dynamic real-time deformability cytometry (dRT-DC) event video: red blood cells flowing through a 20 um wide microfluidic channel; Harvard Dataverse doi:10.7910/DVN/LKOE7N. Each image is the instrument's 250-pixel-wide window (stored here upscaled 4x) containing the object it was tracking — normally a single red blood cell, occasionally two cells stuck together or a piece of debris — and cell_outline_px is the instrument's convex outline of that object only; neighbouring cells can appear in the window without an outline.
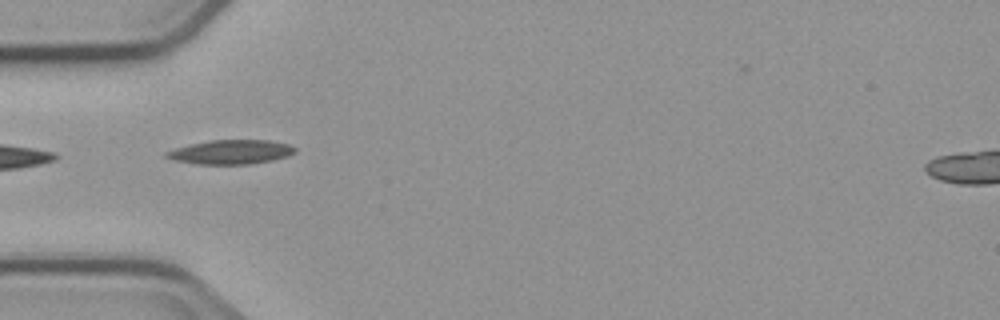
{"species": "common noctule bat (a hibernating species)", "species_latin": "Nyctalus noctula", "temperature_condition": "cold", "stored_images_in_passage": 2, "camera_frame_rate_fps": 3000, "um_per_image_px": 0.085, "animal": {"sex": "male", "body_mass_g": 23.1, "forearm_length_mm": 52.7}, "frame": {"image": 1, "passage_image": 1, "time_ms": 0.0, "image_size_px": [1000, 320], "cell_outline_px": [[296, 152], [288, 156], [272, 160], [248, 164], [196, 164], [176, 160], [164, 156], [164, 152], [176, 148], [192, 144], [212, 140], [268, 140], [288, 144], [296, 148]], "centroid_in_image_um": [19.64, 12.92], "position_along_channel_um": 65.4, "area_um2": 17.98}}
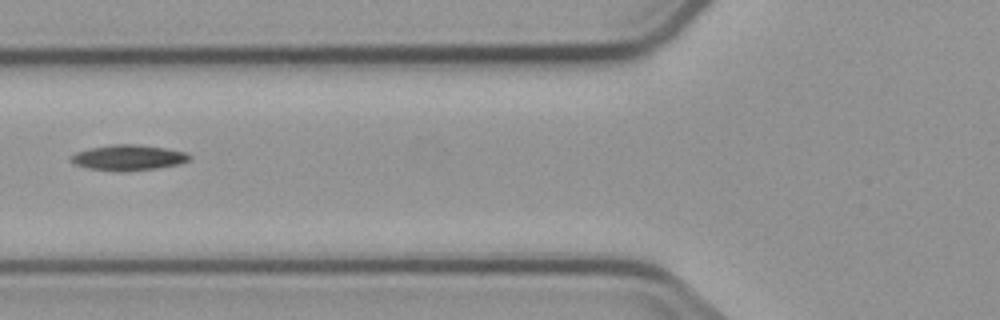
{"frame": {"image": 2, "passage_image": 2, "time_ms": 1.333, "image_size_px": [1000, 320], "cell_outline_px": [[192, 156], [188, 160], [176, 164], [156, 168], [88, 168], [76, 164], [72, 160], [72, 156], [76, 152], [92, 148], [112, 144], [136, 144], [168, 148], [188, 152]], "centroid_in_image_um": [10.99, 13.33], "position_along_channel_um": 114.8, "area_um2": 16.47}}